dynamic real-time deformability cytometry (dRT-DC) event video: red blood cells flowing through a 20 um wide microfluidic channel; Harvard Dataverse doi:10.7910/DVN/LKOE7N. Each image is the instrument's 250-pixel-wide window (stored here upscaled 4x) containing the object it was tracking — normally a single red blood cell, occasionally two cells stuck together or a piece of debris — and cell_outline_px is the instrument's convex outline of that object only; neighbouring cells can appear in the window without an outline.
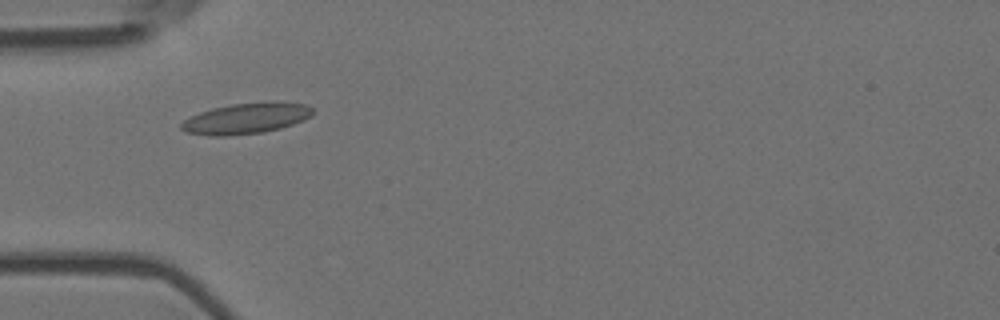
{"species": "Egyptian fruit bat (a non-hibernating species)", "species_latin": "Rousettus aegyptiacus", "temperature_condition": "room temperature", "stored_images_in_passage": 6, "camera_frame_rate_fps": 3000, "um_per_image_px": 0.085, "animal": {"sex": "female"}, "frame": {"image": 1, "passage_image": 2, "time_ms": 0.333, "image_size_px": [1000, 320], "cell_outline_px": [[316, 112], [312, 116], [304, 120], [280, 128], [264, 132], [228, 136], [208, 136], [184, 132], [180, 128], [180, 124], [184, 120], [200, 112], [212, 108], [232, 104], [268, 100], [276, 100], [308, 104]], "centroid_in_image_um": [20.97, 10.04], "position_along_channel_um": 64.0, "area_um2": 24.22}}
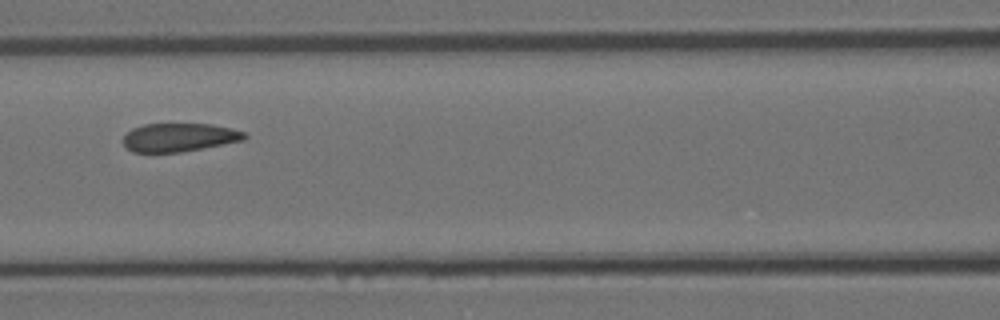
{"frame": {"image": 2, "passage_image": 4, "time_ms": 1.0, "image_size_px": [1000, 320], "cell_outline_px": [[248, 136], [244, 140], [180, 152], [132, 152], [124, 148], [124, 136], [132, 128], [144, 124], [212, 124], [232, 128], [244, 132]], "centroid_in_image_um": [15.22, 11.67], "position_along_channel_um": 151.4, "area_um2": 20.06}}
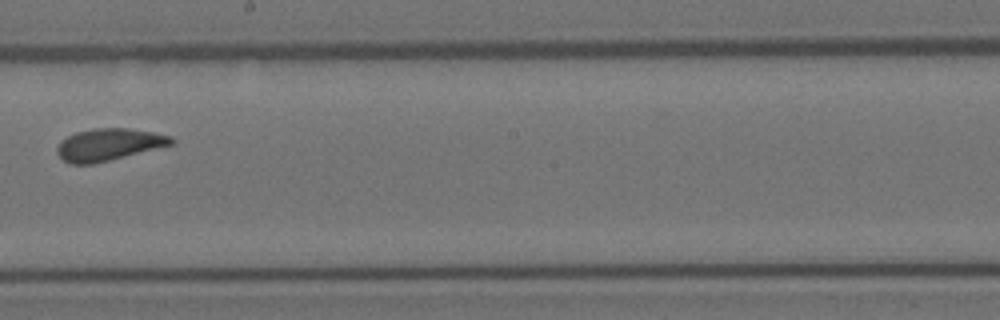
{"frame": {"image": 3, "passage_image": 6, "time_ms": 1.667, "image_size_px": [1000, 320], "cell_outline_px": [[176, 140], [172, 144], [92, 164], [72, 164], [64, 160], [56, 152], [56, 148], [60, 140], [76, 132], [92, 128], [128, 128], [152, 132], [172, 136]], "centroid_in_image_um": [9.21, 12.27], "position_along_channel_um": 239.0, "area_um2": 21.1}}